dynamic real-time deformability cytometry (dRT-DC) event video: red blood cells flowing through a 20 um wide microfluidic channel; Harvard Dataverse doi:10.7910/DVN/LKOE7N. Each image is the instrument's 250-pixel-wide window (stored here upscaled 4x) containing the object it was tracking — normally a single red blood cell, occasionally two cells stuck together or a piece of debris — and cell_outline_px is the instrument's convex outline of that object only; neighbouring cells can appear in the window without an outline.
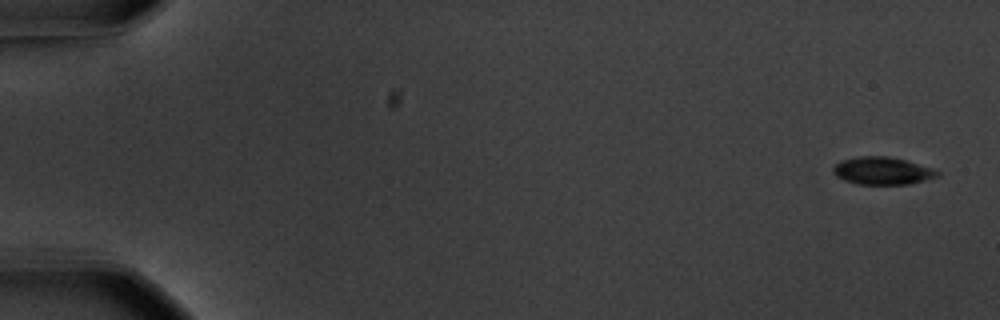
{"species": "common noctule bat (a hibernating species)", "species_latin": "Nyctalus noctula", "temperature_condition": "warm", "stored_images_in_passage": 9, "camera_frame_rate_fps": 3000, "um_per_image_px": 0.085, "animal": {"sex": "male", "body_mass_g": 20.1, "forearm_length_mm": 53.5}, "frame": {"image": 1, "passage_image": 1, "time_ms": 0.0, "image_size_px": [1000, 320], "cell_outline_px": [[940, 176], [908, 184], [860, 184], [844, 180], [836, 176], [832, 172], [832, 168], [840, 160], [856, 156], [888, 156], [904, 160], [932, 168], [940, 172]], "centroid_in_image_um": [74.97, 14.51], "position_along_channel_um": 10.0, "area_um2": 16.7}}